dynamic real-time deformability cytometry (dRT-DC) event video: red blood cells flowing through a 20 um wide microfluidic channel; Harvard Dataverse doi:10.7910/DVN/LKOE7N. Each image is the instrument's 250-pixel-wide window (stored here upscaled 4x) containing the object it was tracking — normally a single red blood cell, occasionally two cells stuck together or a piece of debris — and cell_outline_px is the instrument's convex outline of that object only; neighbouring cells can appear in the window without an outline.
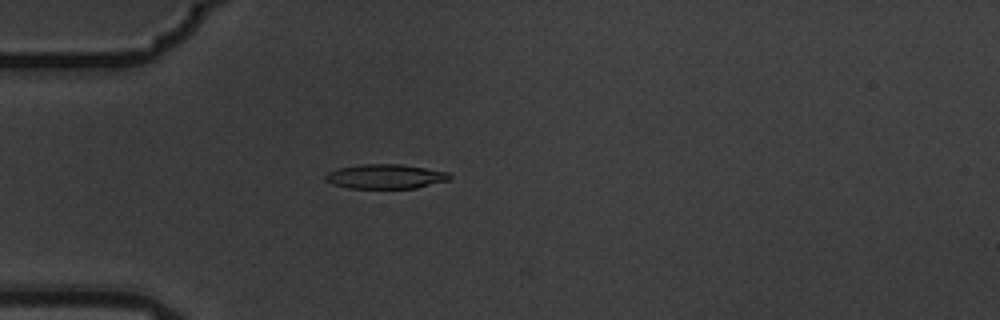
{"species": "common noctule bat (a hibernating species)", "species_latin": "Nyctalus noctula", "temperature_condition": "warm", "stored_images_in_passage": 5, "camera_frame_rate_fps": 3000, "um_per_image_px": 0.085, "animal": {"sex": "male", "body_mass_g": 19.5, "forearm_length_mm": 54.6}, "frame": {"image": 1, "passage_image": 5, "time_ms": 1.333, "image_size_px": [1000, 320], "cell_outline_px": [[452, 176], [448, 180], [416, 188], [348, 188], [332, 184], [324, 180], [324, 176], [328, 172], [340, 168], [360, 164], [400, 164], [448, 172]], "centroid_in_image_um": [32.73, 15.0], "position_along_channel_um": 52.3, "area_um2": 17.63}}